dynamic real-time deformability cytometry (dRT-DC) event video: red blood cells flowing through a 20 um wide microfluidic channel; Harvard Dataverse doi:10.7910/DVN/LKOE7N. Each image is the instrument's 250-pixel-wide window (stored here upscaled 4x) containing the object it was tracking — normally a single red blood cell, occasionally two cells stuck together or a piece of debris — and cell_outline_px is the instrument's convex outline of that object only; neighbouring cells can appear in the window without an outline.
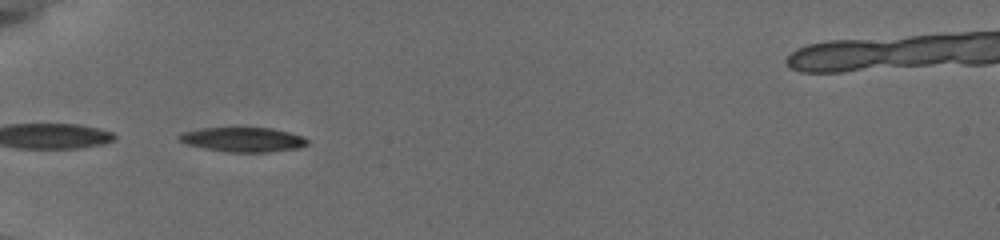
{"species": "common noctule bat (a hibernating species)", "species_latin": "Nyctalus noctula", "temperature_condition": "cold", "stored_images_in_passage": 18, "camera_frame_rate_fps": 3000, "um_per_image_px": 0.085, "animal": {"sex": "female", "body_mass_g": 19.5, "forearm_length_mm": 54.1}, "frame": {"image": 1, "passage_image": 1, "time_ms": 0.0, "image_size_px": [1000, 240], "cell_outline_px": [[308, 144], [300, 148], [268, 152], [228, 152], [188, 144], [180, 140], [176, 136], [180, 132], [200, 128], [236, 124], [272, 128], [304, 136], [308, 140]], "centroid_in_image_um": [20.65, 11.8], "position_along_channel_um": 64.4, "area_um2": 19.31}}
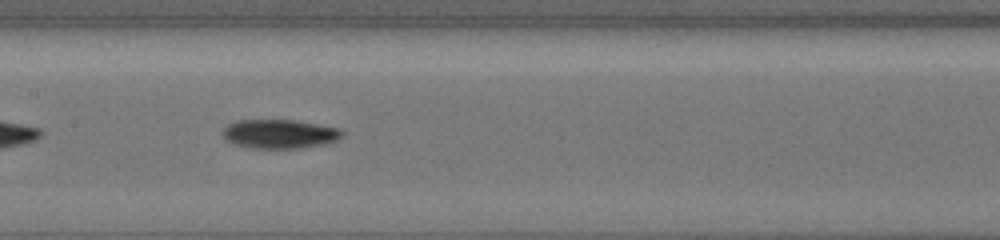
{"frame": {"image": 2, "passage_image": 14, "time_ms": 3.333, "image_size_px": [1000, 240], "cell_outline_px": [[344, 136], [328, 144], [300, 148], [248, 148], [236, 144], [228, 140], [224, 136], [224, 128], [228, 124], [240, 120], [292, 120], [340, 128], [344, 132]], "centroid_in_image_um": [23.83, 11.39], "position_along_channel_um": 183.6, "area_um2": 20.11}}
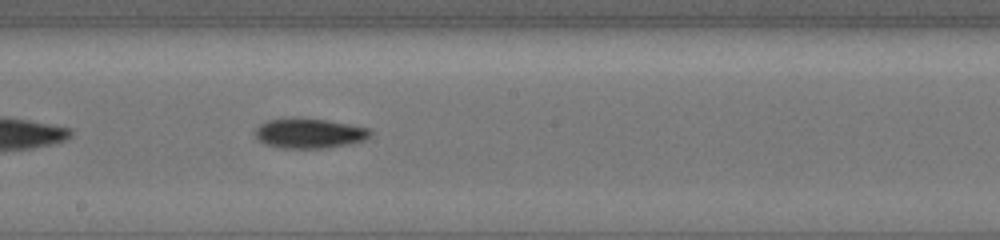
{"frame": {"image": 3, "passage_image": 18, "time_ms": 4.333, "image_size_px": [1000, 240], "cell_outline_px": [[372, 132], [364, 140], [352, 144], [328, 148], [284, 148], [264, 144], [256, 140], [252, 132], [260, 124], [268, 120], [324, 120], [372, 128]], "centroid_in_image_um": [26.29, 11.37], "position_along_channel_um": 221.9, "area_um2": 19.77}}